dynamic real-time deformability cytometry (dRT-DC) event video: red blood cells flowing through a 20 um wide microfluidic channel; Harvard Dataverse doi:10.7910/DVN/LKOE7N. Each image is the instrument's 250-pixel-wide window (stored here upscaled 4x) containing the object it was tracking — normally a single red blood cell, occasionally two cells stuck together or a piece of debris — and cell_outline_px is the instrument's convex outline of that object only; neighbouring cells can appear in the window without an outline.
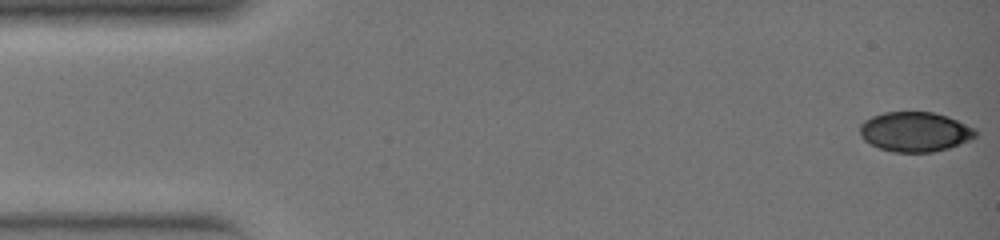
{"species": "common noctule bat (a hibernating species)", "species_latin": "Nyctalus noctula", "temperature_condition": "warm", "stored_images_in_passage": 35, "camera_frame_rate_fps": 3000, "um_per_image_px": 0.085, "animal": {"sex": "female", "body_mass_g": 19.0, "forearm_length_mm": 51.5}, "frame": {"image": 1, "passage_image": 1, "time_ms": 0.0, "image_size_px": [1000, 240], "cell_outline_px": [[976, 136], [972, 140], [948, 148], [932, 152], [892, 152], [880, 148], [864, 140], [860, 136], [860, 124], [864, 120], [872, 116], [884, 112], [932, 112], [948, 116], [976, 128]], "centroid_in_image_um": [77.79, 11.2], "position_along_channel_um": 7.2, "area_um2": 26.93}}
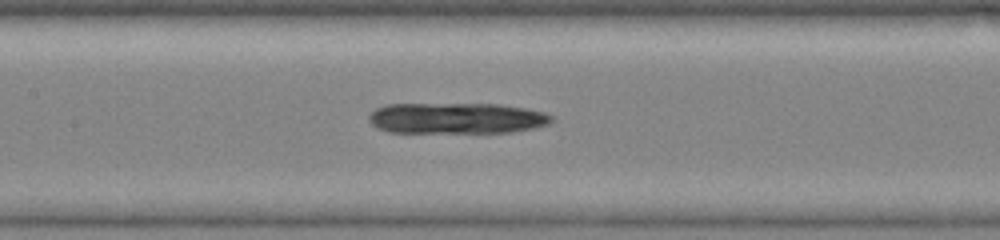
{"frame": {"image": 2, "passage_image": 17, "time_ms": 5.333, "image_size_px": [1000, 240], "cell_outline_px": [[552, 120], [548, 124], [532, 128], [508, 132], [388, 132], [372, 124], [368, 120], [368, 116], [376, 108], [384, 104], [500, 104], [528, 108], [544, 112], [552, 116]], "centroid_in_image_um": [38.8, 10.03], "position_along_channel_um": 168.6, "area_um2": 32.89}}
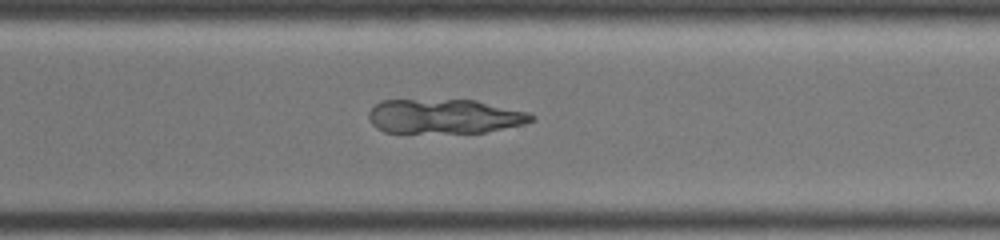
{"frame": {"image": 3, "passage_image": 26, "time_ms": 8.333, "image_size_px": [1000, 240], "cell_outline_px": [[536, 120], [524, 124], [484, 132], [384, 132], [376, 128], [372, 124], [368, 116], [368, 112], [380, 100], [476, 100], [528, 112], [536, 116]], "centroid_in_image_um": [37.79, 9.88], "position_along_channel_um": 332.8, "area_um2": 32.6}}